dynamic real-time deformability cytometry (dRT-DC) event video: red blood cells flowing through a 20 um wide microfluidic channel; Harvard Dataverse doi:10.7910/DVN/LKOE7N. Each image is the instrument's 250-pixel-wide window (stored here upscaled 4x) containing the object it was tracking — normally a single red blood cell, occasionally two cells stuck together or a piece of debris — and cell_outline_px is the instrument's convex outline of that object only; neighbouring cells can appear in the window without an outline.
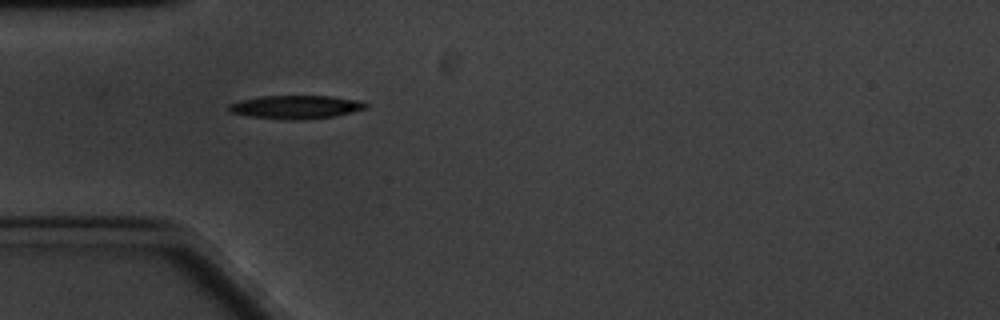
{"species": "common noctule bat (a hibernating species)", "species_latin": "Nyctalus noctula", "temperature_condition": "cold", "stored_images_in_passage": 31, "camera_frame_rate_fps": 3000, "um_per_image_px": 0.085, "animal": {"sex": "male", "body_mass_g": 20.1, "forearm_length_mm": 53.5}, "frame": {"image": 1, "passage_image": 1, "time_ms": 0.0, "image_size_px": [1000, 320], "cell_outline_px": [[368, 108], [336, 116], [300, 120], [292, 120], [248, 116], [232, 112], [228, 108], [228, 104], [240, 100], [260, 96], [332, 96], [360, 100], [368, 104]], "centroid_in_image_um": [25.19, 9.09], "position_along_channel_um": 59.8, "area_um2": 18.73}}
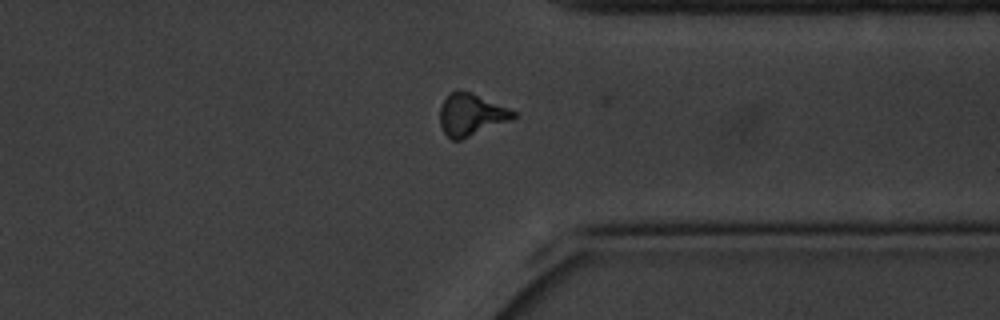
{"frame": {"image": 2, "passage_image": 30, "time_ms": 9.667, "image_size_px": [1000, 320], "cell_outline_px": [[516, 116], [512, 120], [460, 140], [452, 140], [444, 132], [440, 124], [440, 108], [444, 100], [452, 92], [472, 92], [508, 108], [516, 112]], "centroid_in_image_um": [40.06, 9.77], "position_along_channel_um": 371.3, "area_um2": 17.69}, "authors_computed_cell_mechanics": {"area_um2": 18.1492, "velocity_mm_per_s": 3.2609, "shape_relaxation_time_tau1_ms": 3.6838, "shape_relaxation_time_tau2_ms": 9.4996, "deformation_change_tau1": 0.1252, "deformation_change_tau2": 0.1996}}